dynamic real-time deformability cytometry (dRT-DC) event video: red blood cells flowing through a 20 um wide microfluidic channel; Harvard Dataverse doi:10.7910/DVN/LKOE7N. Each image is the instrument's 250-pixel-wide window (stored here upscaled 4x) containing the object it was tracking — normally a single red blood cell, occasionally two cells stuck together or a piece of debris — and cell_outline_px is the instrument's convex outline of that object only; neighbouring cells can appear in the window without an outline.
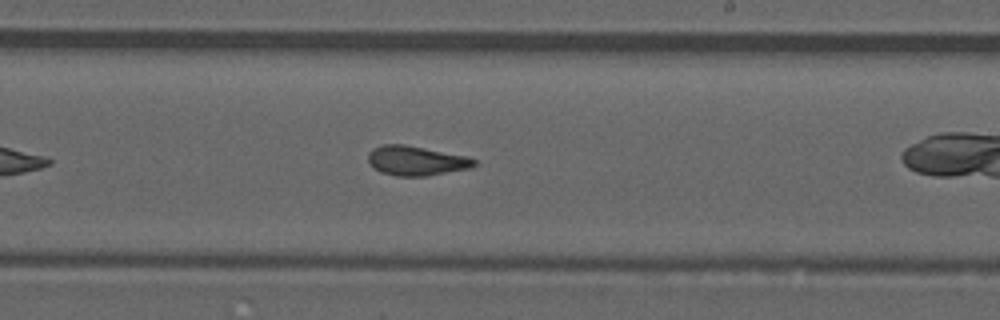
{"species": "common noctule bat (a hibernating species)", "species_latin": "Nyctalus noctula", "temperature_condition": "room temperature", "stored_images_in_passage": 30, "camera_frame_rate_fps": 3000, "um_per_image_px": 0.085, "animal": {"sex": "male", "forearm_length_mm": 52.5}, "frame": {"image": 1, "passage_image": 18, "time_ms": 5.667, "image_size_px": [1000, 320], "cell_outline_px": [[476, 164], [472, 168], [428, 176], [396, 176], [380, 172], [372, 168], [368, 164], [368, 152], [372, 148], [384, 144], [404, 144], [468, 156], [476, 160]], "centroid_in_image_um": [35.36, 13.66], "position_along_channel_um": 253.6, "area_um2": 18.61}}
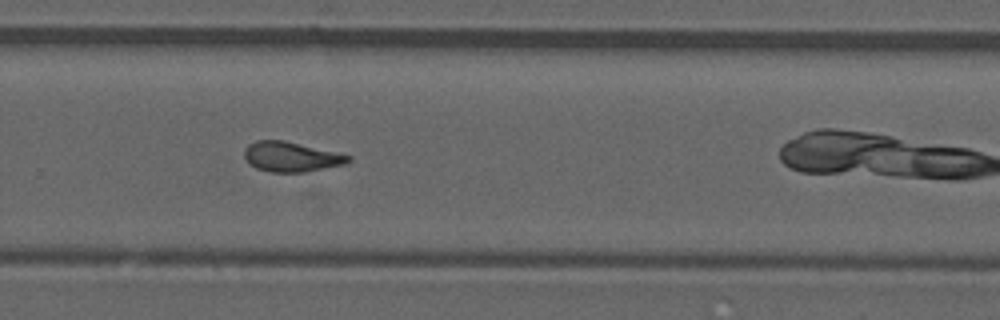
{"frame": {"image": 2, "passage_image": 22, "time_ms": 7.0, "image_size_px": [1000, 320], "cell_outline_px": [[352, 160], [344, 164], [304, 172], [272, 172], [256, 168], [244, 156], [244, 148], [248, 144], [256, 140], [284, 140], [336, 152], [352, 156]], "centroid_in_image_um": [24.75, 13.31], "position_along_channel_um": 305.1, "area_um2": 17.98}}